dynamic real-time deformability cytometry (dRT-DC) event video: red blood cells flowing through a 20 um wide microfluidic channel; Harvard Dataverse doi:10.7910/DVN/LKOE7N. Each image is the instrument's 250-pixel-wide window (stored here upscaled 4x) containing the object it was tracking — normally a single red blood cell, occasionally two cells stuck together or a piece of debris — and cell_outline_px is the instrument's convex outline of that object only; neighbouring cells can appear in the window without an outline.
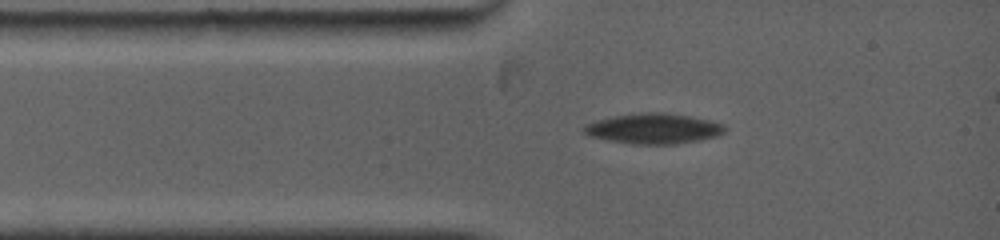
{"species": "common noctule bat (a hibernating species)", "species_latin": "Nyctalus noctula", "temperature_condition": "warm", "stored_images_in_passage": 49, "camera_frame_rate_fps": 5000, "um_per_image_px": 0.085, "animal": {"sex": "female", "body_mass_g": 19.0, "forearm_length_mm": 53.3}, "frame": {"image": 1, "passage_image": 1, "time_ms": 0.0, "image_size_px": [1000, 240], "cell_outline_px": [[728, 128], [720, 136], [700, 140], [676, 144], [632, 144], [608, 140], [588, 136], [584, 132], [584, 124], [596, 120], [616, 116], [640, 112], [664, 112], [692, 116], [712, 120], [724, 124]], "centroid_in_image_um": [55.61, 10.93], "position_along_channel_um": 29.4, "area_um2": 25.26}}
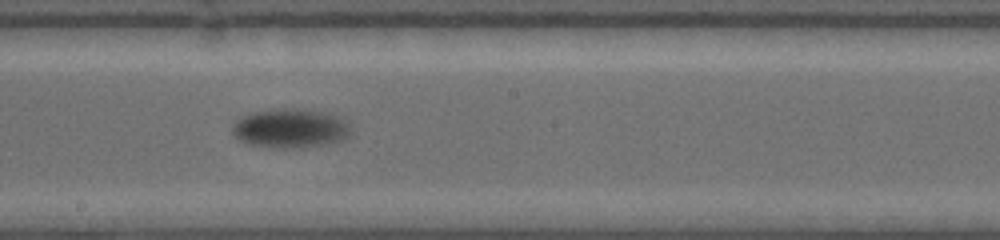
{"frame": {"image": 2, "passage_image": 20, "time_ms": 5.4, "image_size_px": [1000, 240], "cell_outline_px": [[352, 132], [348, 140], [300, 148], [284, 148], [248, 144], [240, 140], [232, 132], [232, 124], [236, 120], [252, 112], [292, 108], [296, 108], [328, 112], [352, 124]], "centroid_in_image_um": [24.77, 10.91], "position_along_channel_um": 223.4, "area_um2": 27.28}}
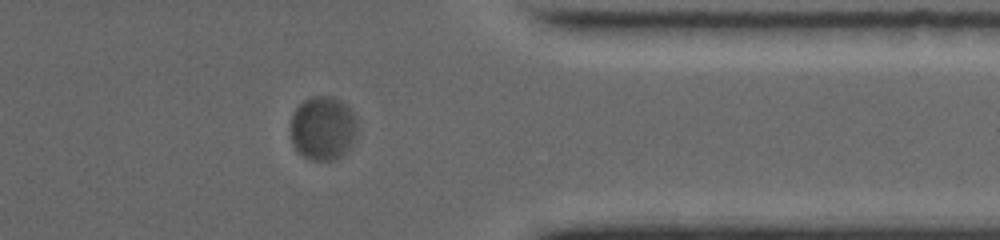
{"frame": {"image": 3, "passage_image": 42, "time_ms": 10.0, "image_size_px": [1000, 240], "cell_outline_px": [[356, 132], [352, 148], [348, 152], [332, 160], [312, 160], [304, 156], [292, 144], [292, 116], [296, 108], [304, 100], [312, 96], [332, 96], [340, 100], [352, 112], [356, 120]], "centroid_in_image_um": [27.47, 10.9], "position_along_channel_um": 383.9, "area_um2": 24.68}}